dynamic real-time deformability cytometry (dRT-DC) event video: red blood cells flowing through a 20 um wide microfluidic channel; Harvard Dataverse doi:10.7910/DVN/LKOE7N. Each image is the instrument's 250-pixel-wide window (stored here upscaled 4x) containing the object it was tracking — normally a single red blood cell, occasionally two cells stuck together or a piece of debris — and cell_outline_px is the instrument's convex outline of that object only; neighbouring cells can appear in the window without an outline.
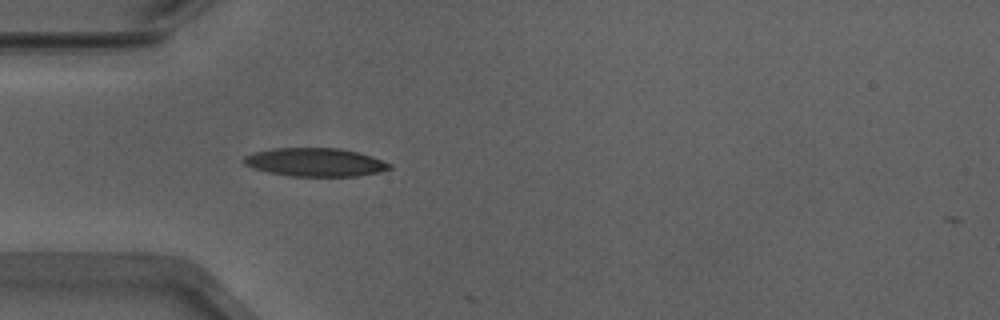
{"species": "Egyptian fruit bat (a non-hibernating species)", "species_latin": "Rousettus aegyptiacus", "temperature_condition": "warm", "stored_images_in_passage": 2, "camera_frame_rate_fps": 3000, "um_per_image_px": 0.085, "animal": {"sex": "male"}, "frame": {"image": 1, "passage_image": 1, "time_ms": 0.0, "image_size_px": [1000, 320], "cell_outline_px": [[392, 168], [380, 172], [356, 176], [288, 176], [268, 172], [252, 168], [244, 164], [240, 160], [244, 156], [252, 152], [272, 148], [340, 148], [360, 152], [372, 156], [392, 164]], "centroid_in_image_um": [26.77, 13.78], "position_along_channel_um": 58.2, "area_um2": 24.45}}